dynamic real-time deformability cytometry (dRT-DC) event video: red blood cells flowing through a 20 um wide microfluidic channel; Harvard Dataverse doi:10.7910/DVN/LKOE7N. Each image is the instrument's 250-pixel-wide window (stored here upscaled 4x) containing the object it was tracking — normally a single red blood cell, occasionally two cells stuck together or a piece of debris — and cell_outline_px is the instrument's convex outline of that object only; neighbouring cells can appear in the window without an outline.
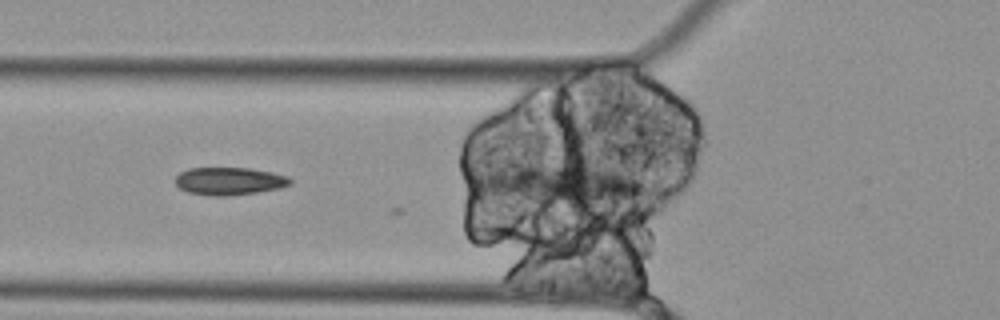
{"species": "Egyptian fruit bat (a non-hibernating species)", "species_latin": "Rousettus aegyptiacus", "temperature_condition": "cold", "stored_images_in_passage": 4, "camera_frame_rate_fps": 3000, "um_per_image_px": 0.085, "animal": {"sex": "female"}, "frame": {"image": 1, "passage_image": 3, "time_ms": 0.667, "image_size_px": [1000, 320], "cell_outline_px": [[292, 184], [280, 188], [256, 192], [228, 196], [212, 196], [188, 192], [180, 188], [172, 180], [180, 172], [188, 168], [248, 168], [272, 172], [288, 176], [292, 180]], "centroid_in_image_um": [19.48, 15.39], "position_along_channel_um": 106.3, "area_um2": 18.67}}